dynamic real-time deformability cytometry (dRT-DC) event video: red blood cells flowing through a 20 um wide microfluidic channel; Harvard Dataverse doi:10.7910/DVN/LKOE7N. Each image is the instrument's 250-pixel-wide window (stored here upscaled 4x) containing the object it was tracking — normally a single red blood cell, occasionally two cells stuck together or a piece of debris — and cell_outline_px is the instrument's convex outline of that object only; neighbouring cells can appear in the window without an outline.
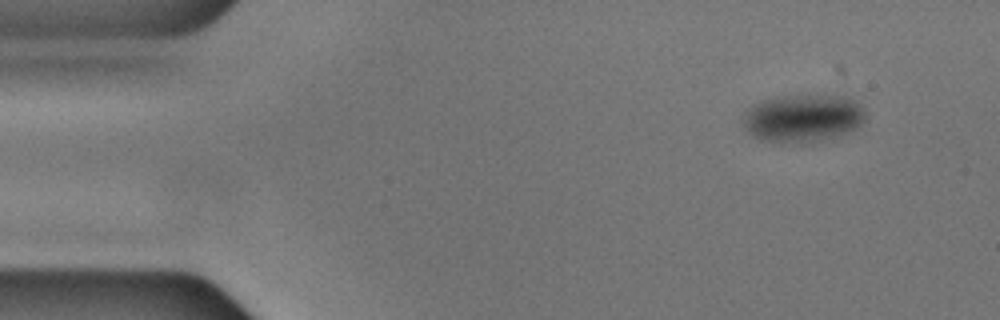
{"species": "common noctule bat (a hibernating species)", "species_latin": "Nyctalus noctula", "temperature_condition": "cold", "stored_images_in_passage": 52, "camera_frame_rate_fps": 3000, "um_per_image_px": 0.085, "animal": {"sex": "male", "body_mass_g": 17.9, "forearm_length_mm": 54.2}, "frame": {"image": 1, "passage_image": 1, "time_ms": 0.0, "image_size_px": [1000, 320], "cell_outline_px": [[864, 120], [856, 128], [848, 132], [804, 144], [764, 140], [752, 136], [748, 132], [744, 124], [744, 116], [748, 108], [764, 100], [784, 96], [844, 96], [860, 104], [864, 108]], "centroid_in_image_um": [68.25, 10.05], "position_along_channel_um": 16.8, "area_um2": 33.47}}
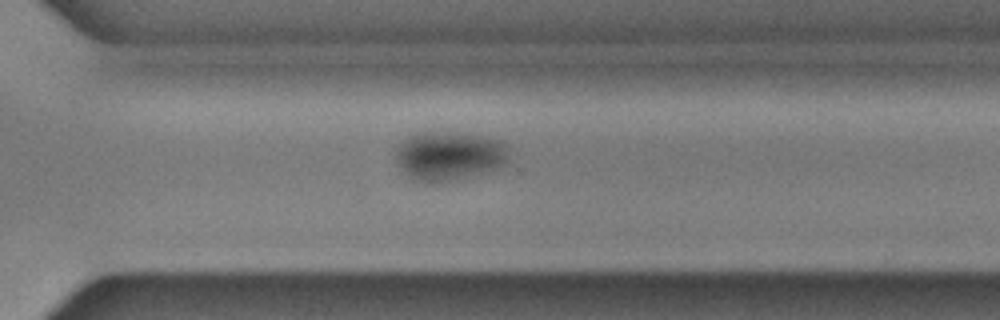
{"frame": {"image": 2, "passage_image": 35, "time_ms": 11.333, "image_size_px": [1000, 320], "cell_outline_px": [[508, 156], [504, 164], [456, 180], [436, 184], [424, 184], [408, 176], [396, 164], [396, 156], [400, 144], [408, 136], [420, 132], [448, 132], [484, 136], [496, 140], [504, 144], [508, 148]], "centroid_in_image_um": [38.11, 13.27], "position_along_channel_um": 332.5, "area_um2": 32.08}}
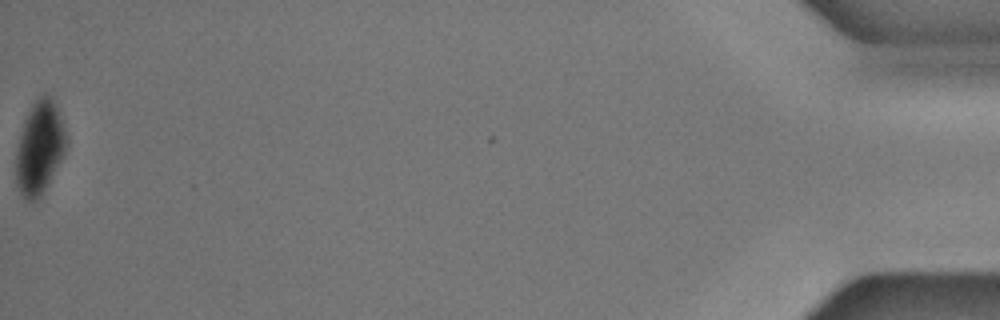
{"frame": {"image": 3, "passage_image": 52, "time_ms": 17.0, "image_size_px": [1000, 320], "cell_outline_px": [[68, 144], [40, 200], [24, 200], [16, 184], [16, 148], [24, 120], [32, 104], [44, 92], [48, 92], [52, 96], [56, 104], [68, 140]], "centroid_in_image_um": [3.36, 12.54], "position_along_channel_um": 431.8, "area_um2": 27.46}}